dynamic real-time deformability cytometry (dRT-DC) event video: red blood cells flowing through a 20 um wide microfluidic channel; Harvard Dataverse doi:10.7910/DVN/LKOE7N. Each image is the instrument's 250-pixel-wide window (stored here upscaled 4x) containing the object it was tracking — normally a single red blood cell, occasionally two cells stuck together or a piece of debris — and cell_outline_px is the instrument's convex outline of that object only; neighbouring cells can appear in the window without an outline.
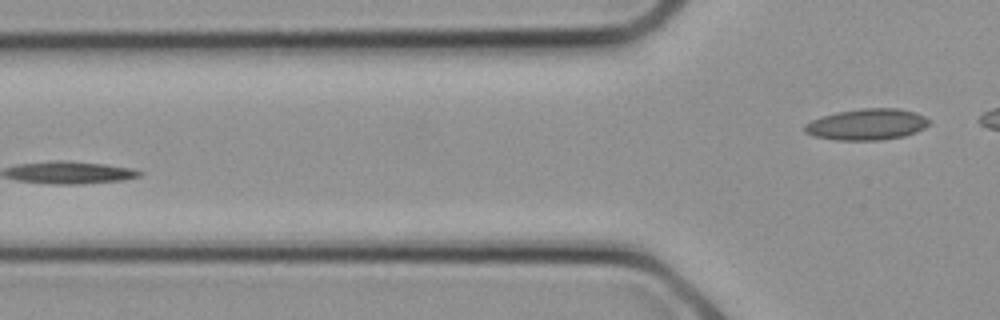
{"species": "common noctule bat (a hibernating species)", "species_latin": "Nyctalus noctula", "temperature_condition": "cold", "stored_images_in_passage": 11, "segment_of_instrument_passage": [2, 2], "camera_frame_rate_fps": 3000, "um_per_image_px": 0.085, "animal": {"sex": "female", "body_mass_g": 21.9}, "frame": {"image": 1, "passage_image": 11, "time_ms": 3.333, "image_size_px": [1000, 320], "cell_outline_px": [[932, 120], [924, 128], [916, 132], [904, 136], [880, 140], [836, 140], [812, 136], [804, 132], [804, 124], [820, 116], [836, 112], [860, 108], [900, 108], [916, 112]], "centroid_in_image_um": [73.68, 10.57], "position_along_channel_um": 52.1, "area_um2": 22.95}}